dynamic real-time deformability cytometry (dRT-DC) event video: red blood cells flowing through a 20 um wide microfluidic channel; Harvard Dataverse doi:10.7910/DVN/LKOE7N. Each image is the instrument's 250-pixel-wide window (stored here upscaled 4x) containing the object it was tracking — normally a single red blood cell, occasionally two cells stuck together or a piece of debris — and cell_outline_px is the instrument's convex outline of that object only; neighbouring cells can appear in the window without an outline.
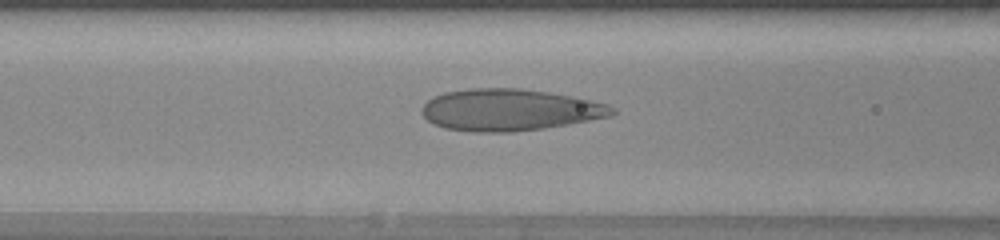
{"species": "human", "species_latin": "Homo sapiens", "temperature_condition": "warm", "stored_images_in_passage": 41, "camera_frame_rate_fps": 3000, "um_per_image_px": 0.085, "donor": {"sex": "female"}, "frame": {"image": 1, "passage_image": 12, "time_ms": 3.667, "image_size_px": [1000, 240], "cell_outline_px": [[616, 112], [608, 116], [588, 120], [544, 128], [512, 132], [472, 132], [444, 128], [432, 124], [424, 116], [424, 104], [428, 100], [444, 92], [468, 88], [520, 88], [548, 92], [608, 104], [616, 108]], "centroid_in_image_um": [43.29, 9.34], "position_along_channel_um": 123.3, "area_um2": 45.89}}
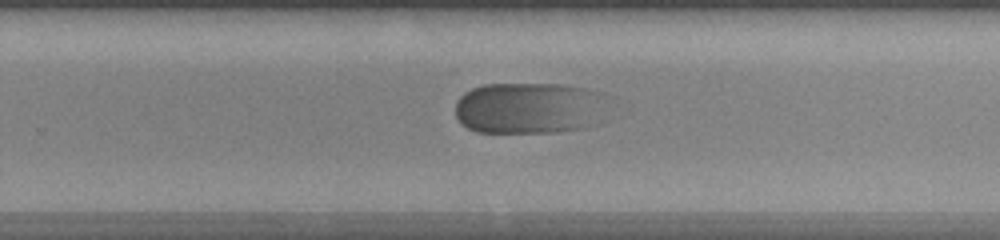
{"frame": {"image": 2, "passage_image": 24, "time_ms": 7.667, "image_size_px": [1000, 240], "cell_outline_px": [[588, 92], [580, 128], [556, 132], [476, 132], [468, 128], [456, 116], [456, 100], [464, 92], [472, 88], [484, 84], [560, 84], [584, 88]], "centroid_in_image_um": [44.37, 9.17], "position_along_channel_um": 285.4, "area_um2": 41.44}}
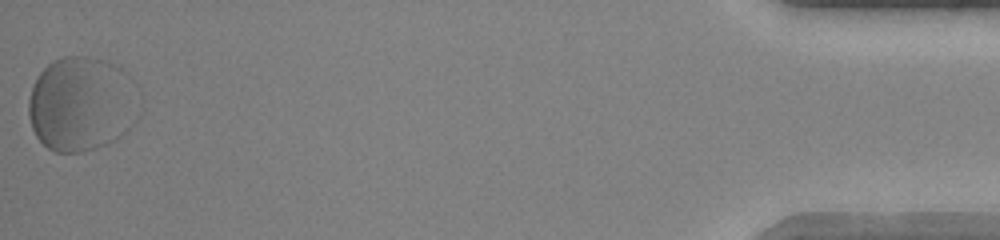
{"frame": {"image": 3, "passage_image": 41, "time_ms": 13.333, "image_size_px": [1000, 240], "cell_outline_px": [[128, 128], [116, 140], [108, 144], [84, 152], [56, 152], [48, 148], [36, 136], [32, 128], [28, 112], [28, 100], [32, 88], [40, 72], [48, 64], [64, 56], [84, 56], [100, 60], [112, 64], [120, 68]], "centroid_in_image_um": [6.62, 8.9], "position_along_channel_um": 428.6, "area_um2": 56.64}, "authors_computed_cell_mechanics": {"area_um2": 45.7198, "velocity_mm_per_s": 4.0567, "shape_relaxation_time_tau1_ms": 3.23, "shape_relaxation_time_tau2_ms": null, "deformation_change_tau1": 0.2168, "deformation_change_tau2": null}}